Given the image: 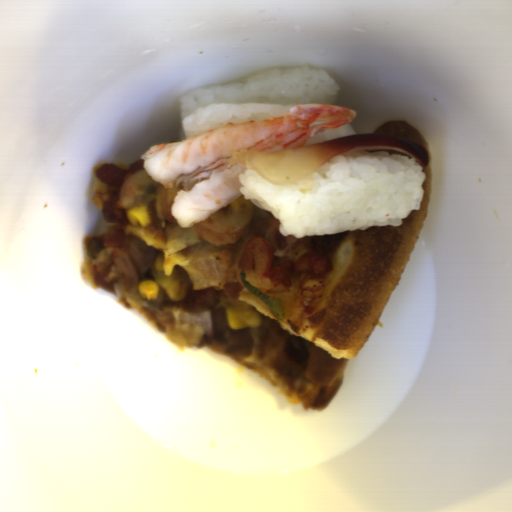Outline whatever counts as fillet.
Listing matches in <instances>:
<instances>
[{
    "label": "fillet",
    "mask_w": 512,
    "mask_h": 512,
    "mask_svg": "<svg viewBox=\"0 0 512 512\" xmlns=\"http://www.w3.org/2000/svg\"><path fill=\"white\" fill-rule=\"evenodd\" d=\"M361 149H392L409 154L423 167L429 162L425 146L415 140L392 134L362 133L326 140L284 151H250L239 149L230 154L228 166L242 163L261 177L277 185L307 180L329 160Z\"/></svg>",
    "instance_id": "25842a12"
}]
</instances>
